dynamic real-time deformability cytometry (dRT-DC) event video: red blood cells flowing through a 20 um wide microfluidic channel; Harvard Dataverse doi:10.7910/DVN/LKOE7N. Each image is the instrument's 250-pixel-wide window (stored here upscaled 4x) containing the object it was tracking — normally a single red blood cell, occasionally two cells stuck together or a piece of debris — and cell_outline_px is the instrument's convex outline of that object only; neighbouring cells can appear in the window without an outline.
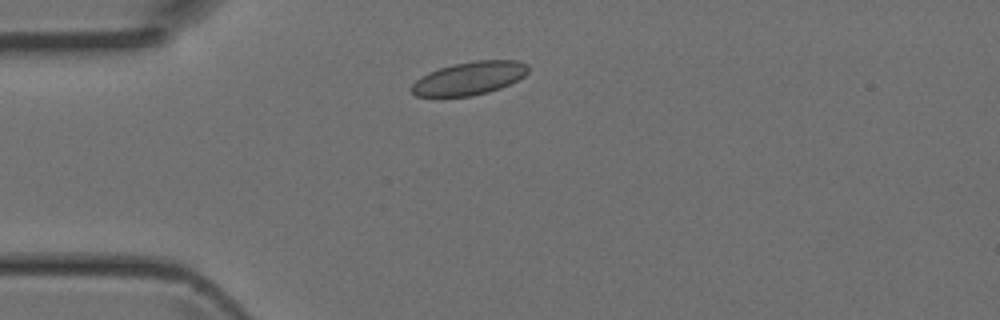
{"species": "Egyptian fruit bat (a non-hibernating species)", "species_latin": "Rousettus aegyptiacus", "temperature_condition": "room temperature", "stored_images_in_passage": 2, "camera_frame_rate_fps": 3000, "um_per_image_px": 0.085, "animal": {"sex": "female"}, "frame": {"image": 1, "passage_image": 2, "time_ms": 0.333, "image_size_px": [1000, 320], "cell_outline_px": [[528, 72], [524, 76], [500, 88], [488, 92], [472, 96], [440, 100], [416, 96], [408, 88], [416, 80], [428, 72], [452, 64], [472, 60], [516, 60], [528, 64]], "centroid_in_image_um": [39.8, 6.7], "position_along_channel_um": 45.2, "area_um2": 23.35}}